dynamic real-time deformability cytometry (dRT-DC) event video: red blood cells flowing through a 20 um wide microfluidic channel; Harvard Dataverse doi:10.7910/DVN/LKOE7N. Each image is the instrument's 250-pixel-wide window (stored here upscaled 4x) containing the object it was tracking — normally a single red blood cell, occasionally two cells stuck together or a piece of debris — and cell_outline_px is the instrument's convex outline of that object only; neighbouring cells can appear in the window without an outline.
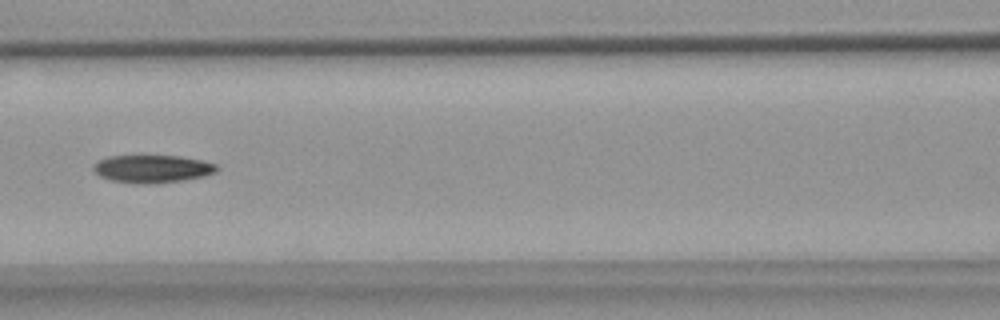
{"species": "common noctule bat (a hibernating species)", "species_latin": "Nyctalus noctula", "temperature_condition": "warm", "stored_images_in_passage": 8, "camera_frame_rate_fps": 3000, "um_per_image_px": 0.085, "animal": {"sex": "female", "body_mass_g": 18.4}, "frame": {"image": 1, "passage_image": 4, "time_ms": 3.667, "image_size_px": [1000, 320], "cell_outline_px": [[220, 168], [216, 172], [204, 176], [180, 180], [148, 184], [140, 184], [112, 180], [100, 176], [92, 168], [92, 164], [108, 156], [180, 156], [200, 160], [216, 164]], "centroid_in_image_um": [12.94, 14.34], "position_along_channel_um": 153.7, "area_um2": 19.77}}
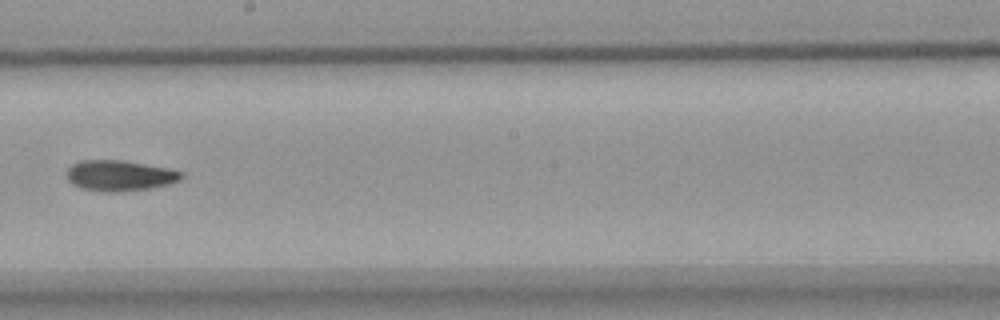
{"frame": {"image": 2, "passage_image": 6, "time_ms": 6.0, "image_size_px": [1000, 320], "cell_outline_px": [[184, 176], [180, 180], [168, 184], [148, 188], [116, 192], [104, 192], [80, 188], [72, 184], [68, 180], [68, 168], [72, 164], [80, 160], [120, 160], [168, 168], [184, 172]], "centroid_in_image_um": [10.17, 14.92], "position_along_channel_um": 238.0, "area_um2": 20.4}}
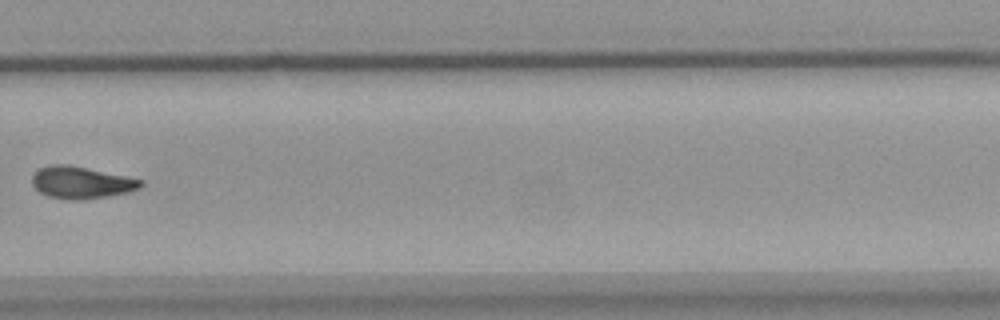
{"frame": {"image": 3, "passage_image": 8, "time_ms": 8.333, "image_size_px": [1000, 320], "cell_outline_px": [[144, 184], [140, 188], [128, 192], [108, 196], [84, 200], [68, 200], [48, 196], [40, 192], [32, 184], [32, 176], [40, 168], [48, 164], [68, 164], [144, 180]], "centroid_in_image_um": [6.91, 15.52], "position_along_channel_um": 322.9, "area_um2": 20.35}}